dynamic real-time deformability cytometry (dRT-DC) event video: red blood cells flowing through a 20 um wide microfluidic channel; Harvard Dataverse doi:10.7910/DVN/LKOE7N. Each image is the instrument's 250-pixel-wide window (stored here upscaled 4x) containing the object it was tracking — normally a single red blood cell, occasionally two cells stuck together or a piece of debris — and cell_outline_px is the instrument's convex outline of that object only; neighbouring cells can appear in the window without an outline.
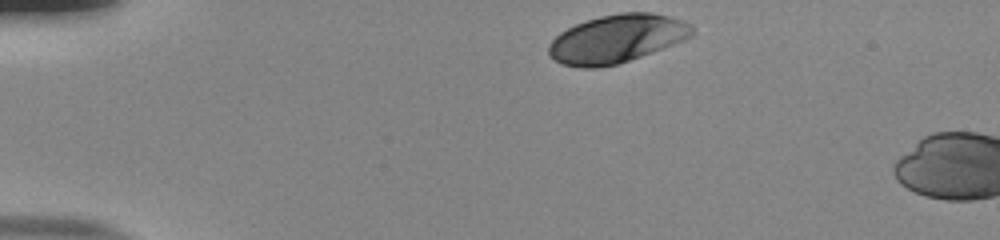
{"species": "human", "species_latin": "Homo sapiens", "temperature_condition": "room temperature", "stored_images_in_passage": 6, "camera_frame_rate_fps": 3000, "um_per_image_px": 0.085, "donor": {"sex": "male"}, "frame": {"image": 1, "passage_image": 1, "time_ms": 0.0, "image_size_px": [1000, 240], "cell_outline_px": [[696, 32], [692, 36], [684, 40], [640, 56], [616, 64], [596, 68], [584, 68], [564, 64], [556, 60], [548, 52], [548, 44], [560, 32], [576, 24], [600, 16], [620, 12], [652, 12], [668, 16], [692, 24]], "centroid_in_image_um": [52.45, 3.28], "position_along_channel_um": 32.5, "area_um2": 39.94}}